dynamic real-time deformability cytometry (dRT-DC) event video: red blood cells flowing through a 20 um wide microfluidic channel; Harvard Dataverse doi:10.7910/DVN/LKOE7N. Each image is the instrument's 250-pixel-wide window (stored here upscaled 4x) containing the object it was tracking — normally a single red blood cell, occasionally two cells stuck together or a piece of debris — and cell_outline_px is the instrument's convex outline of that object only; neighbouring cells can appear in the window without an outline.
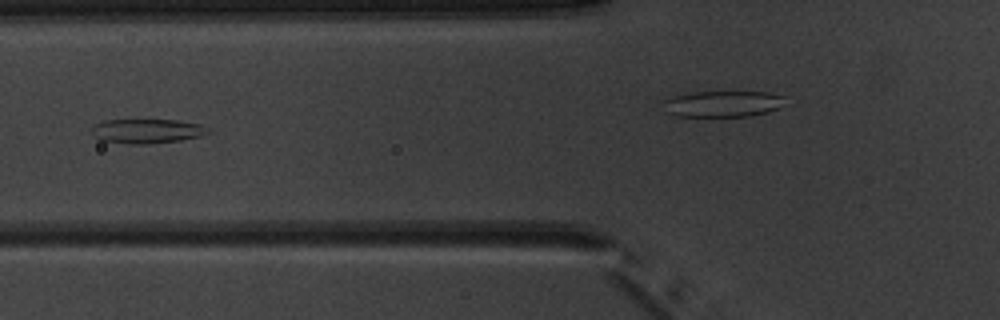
{"species": "common noctule bat (a hibernating species)", "species_latin": "Nyctalus noctula", "temperature_condition": "warm", "stored_images_in_passage": 6, "camera_frame_rate_fps": 3000, "um_per_image_px": 0.085, "animal": {"sex": "male", "body_mass_g": 20.1, "forearm_length_mm": 53.5}, "frame": {"image": 1, "passage_image": 4, "time_ms": 4.667, "image_size_px": [1000, 320], "cell_outline_px": [[212, 132], [200, 136], [180, 140], [148, 144], [132, 144], [100, 140], [92, 132], [92, 128], [96, 124], [104, 120], [176, 120], [200, 124], [208, 128]], "centroid_in_image_um": [12.52, 11.14], "position_along_channel_um": 113.3, "area_um2": 16.42}}